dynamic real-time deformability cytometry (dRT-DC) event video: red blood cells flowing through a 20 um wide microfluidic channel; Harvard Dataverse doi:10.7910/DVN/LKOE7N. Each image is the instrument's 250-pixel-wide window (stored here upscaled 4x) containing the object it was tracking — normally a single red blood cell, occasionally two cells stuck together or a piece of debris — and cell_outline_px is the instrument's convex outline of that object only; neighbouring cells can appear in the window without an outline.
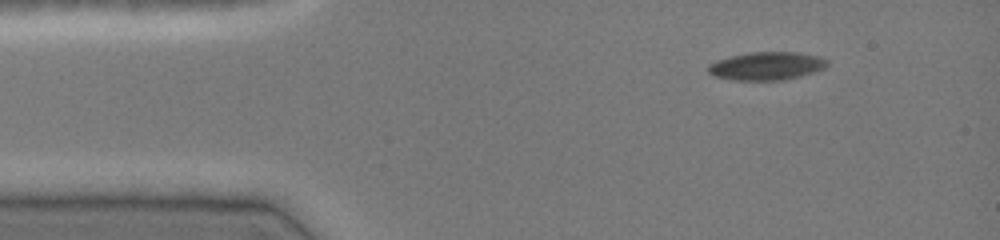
{"species": "common noctule bat (a hibernating species)", "species_latin": "Nyctalus noctula", "temperature_condition": "cold", "stored_images_in_passage": 43, "camera_frame_rate_fps": 3000, "um_per_image_px": 0.085, "animal": {"sex": "female", "body_mass_g": 19.0, "forearm_length_mm": 51.5}, "frame": {"image": 1, "passage_image": 1, "time_ms": 0.0, "image_size_px": [1000, 240], "cell_outline_px": [[828, 64], [824, 68], [800, 76], [784, 80], [732, 80], [716, 76], [708, 72], [708, 64], [716, 60], [748, 52], [796, 52], [820, 56], [828, 60]], "centroid_in_image_um": [65.16, 5.6], "position_along_channel_um": 19.8, "area_um2": 19.48}}
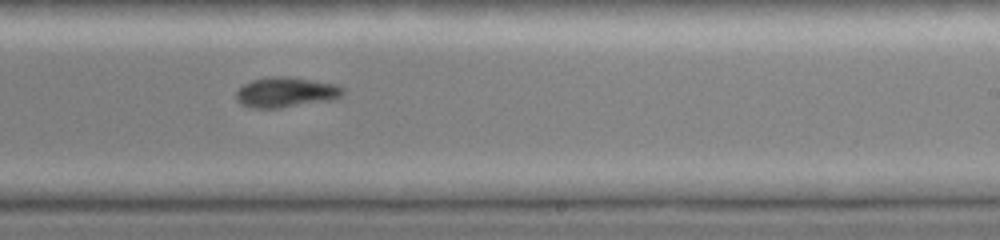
{"frame": {"image": 2, "passage_image": 24, "time_ms": 7.667, "image_size_px": [1000, 240], "cell_outline_px": [[344, 92], [340, 96], [332, 100], [280, 108], [252, 108], [240, 104], [236, 100], [236, 92], [244, 84], [252, 80], [272, 76], [288, 76], [336, 84], [344, 88]], "centroid_in_image_um": [24.29, 7.85], "position_along_channel_um": 264.7, "area_um2": 18.84}}
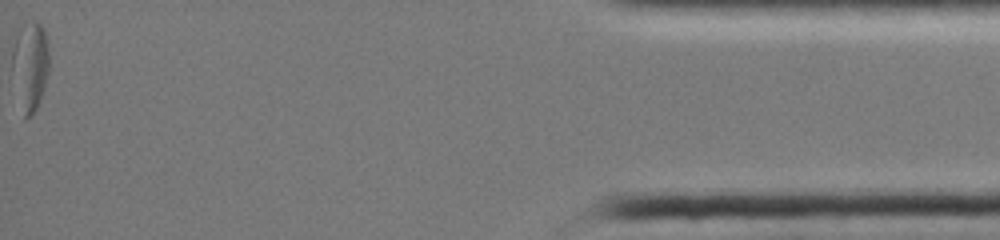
{"frame": {"image": 3, "passage_image": 43, "time_ms": 14.0, "image_size_px": [1000, 240], "cell_outline_px": [[48, 72], [44, 88], [40, 100], [36, 108], [24, 120], [12, 64], [12, 52], [16, 36], [20, 28], [24, 24], [32, 20], [40, 24], [44, 28], [48, 44]], "centroid_in_image_um": [2.59, 5.52], "position_along_channel_um": 432.6, "area_um2": 18.61}, "authors_computed_cell_mechanics": {"area_um2": 19.8254, "velocity_mm_per_s": 4.0342, "shape_relaxation_time_tau1_ms": null, "shape_relaxation_time_tau2_ms": 3.2637, "deformation_change_tau1": null, "deformation_change_tau2": 0.0922}}